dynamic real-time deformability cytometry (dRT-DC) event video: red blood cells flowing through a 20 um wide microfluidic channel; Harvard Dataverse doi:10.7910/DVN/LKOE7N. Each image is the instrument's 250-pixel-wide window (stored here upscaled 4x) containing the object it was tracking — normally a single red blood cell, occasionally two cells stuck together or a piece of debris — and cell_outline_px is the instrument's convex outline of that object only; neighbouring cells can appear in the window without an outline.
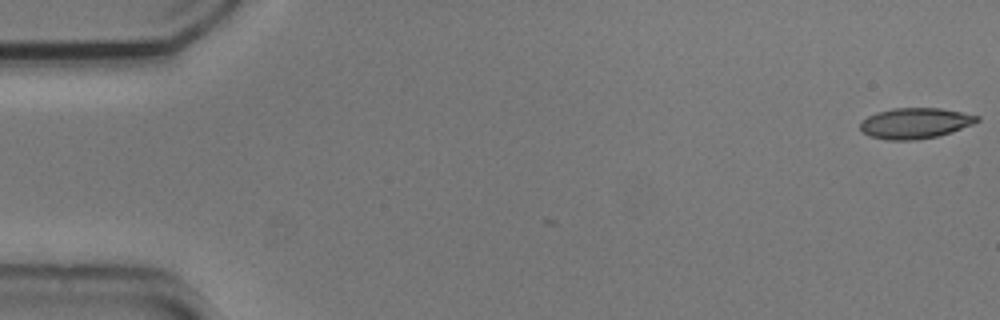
{"species": "common noctule bat (a hibernating species)", "species_latin": "Nyctalus noctula", "temperature_condition": "cold", "stored_images_in_passage": 6, "camera_frame_rate_fps": 3000, "um_per_image_px": 0.085, "animal": {"sex": "male", "body_mass_g": 20.5, "forearm_length_mm": 52.5}, "frame": {"image": 1, "passage_image": 1, "time_ms": 0.0, "image_size_px": [1000, 320], "cell_outline_px": [[980, 120], [972, 124], [952, 132], [936, 136], [916, 140], [888, 140], [872, 136], [864, 132], [860, 128], [860, 120], [876, 112], [892, 108], [940, 108], [980, 116]], "centroid_in_image_um": [77.78, 10.46], "position_along_channel_um": 7.2, "area_um2": 20.81}}